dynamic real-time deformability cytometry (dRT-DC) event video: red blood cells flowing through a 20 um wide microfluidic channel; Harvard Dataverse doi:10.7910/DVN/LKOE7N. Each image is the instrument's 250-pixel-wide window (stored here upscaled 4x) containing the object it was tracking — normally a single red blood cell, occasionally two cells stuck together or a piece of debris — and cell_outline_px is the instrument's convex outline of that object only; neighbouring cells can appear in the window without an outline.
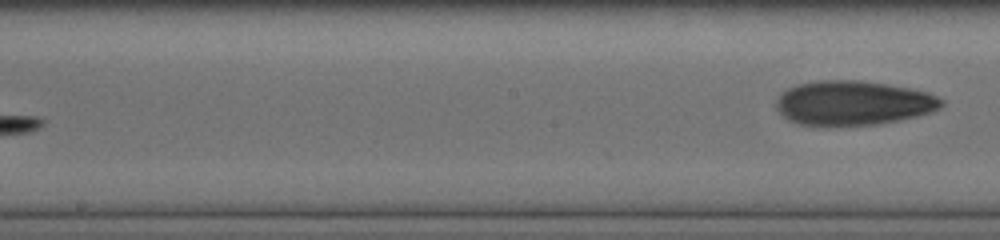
{"species": "human", "species_latin": "Homo sapiens", "temperature_condition": "cold", "stored_images_in_passage": 15, "segment_of_instrument_passage": [2, 2], "camera_frame_rate_fps": 3000, "um_per_image_px": 0.085, "donor": {"sex": "male"}, "frame": {"image": 1, "passage_image": 15, "time_ms": 4.667, "image_size_px": [1000, 240], "cell_outline_px": [[944, 104], [940, 108], [932, 112], [900, 120], [876, 124], [800, 124], [788, 120], [776, 108], [776, 100], [780, 92], [796, 84], [816, 80], [860, 80], [888, 84], [928, 92], [944, 100]], "centroid_in_image_um": [72.52, 8.72], "position_along_channel_um": 175.7, "area_um2": 42.6}}